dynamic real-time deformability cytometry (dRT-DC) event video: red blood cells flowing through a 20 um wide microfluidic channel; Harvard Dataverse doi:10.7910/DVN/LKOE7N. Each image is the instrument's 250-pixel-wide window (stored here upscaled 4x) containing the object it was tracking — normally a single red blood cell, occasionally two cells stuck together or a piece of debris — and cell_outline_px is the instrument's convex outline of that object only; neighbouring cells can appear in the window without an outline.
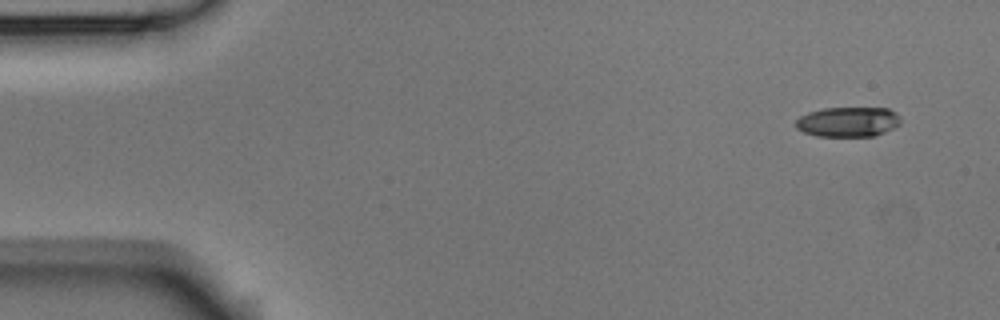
{"species": "Egyptian fruit bat (a non-hibernating species)", "species_latin": "Rousettus aegyptiacus", "temperature_condition": "room temperature", "stored_images_in_passage": 5, "camera_frame_rate_fps": 3000, "um_per_image_px": 0.085, "animal": {"sex": "male"}, "frame": {"image": 1, "passage_image": 1, "time_ms": 0.0, "image_size_px": [1000, 320], "cell_outline_px": [[900, 124], [876, 136], [816, 136], [804, 132], [796, 128], [796, 120], [800, 116], [808, 112], [824, 108], [888, 108], [896, 112], [900, 116]], "centroid_in_image_um": [72.09, 10.35], "position_along_channel_um": 12.9, "area_um2": 18.32}}
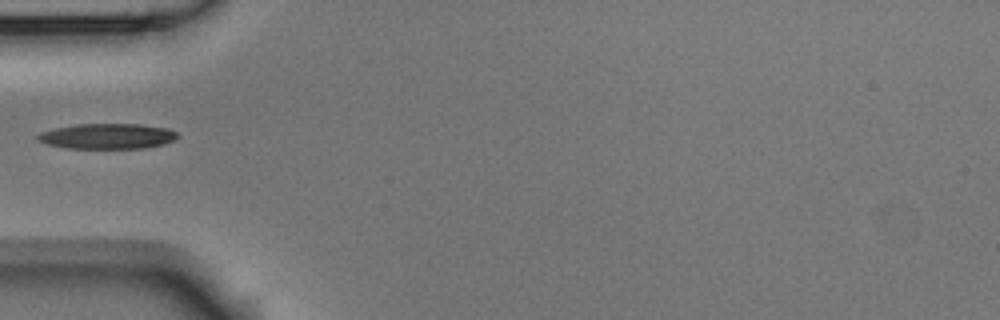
{"frame": {"image": 2, "passage_image": 4, "time_ms": 1.0, "image_size_px": [1000, 320], "cell_outline_px": [[180, 136], [164, 144], [144, 148], [68, 148], [48, 144], [36, 140], [36, 136], [40, 132], [56, 128], [76, 124], [140, 124], [168, 128], [176, 132]], "centroid_in_image_um": [9.13, 11.57], "position_along_channel_um": 75.9, "area_um2": 20.63}}
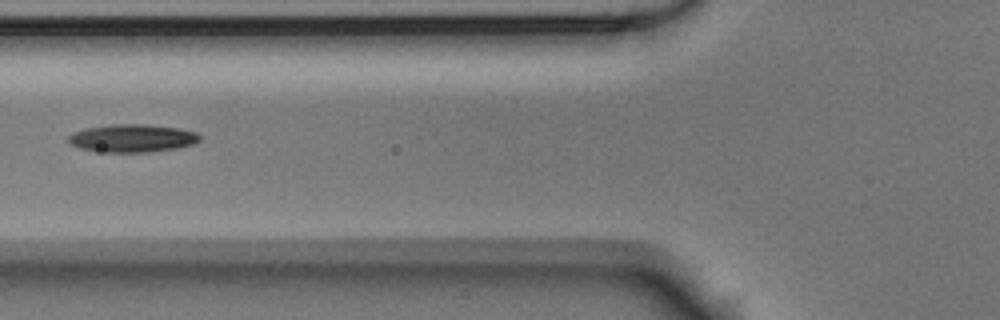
{"frame": {"image": 3, "passage_image": 5, "time_ms": 1.333, "image_size_px": [1000, 320], "cell_outline_px": [[200, 140], [192, 144], [176, 148], [148, 152], [96, 152], [80, 148], [72, 144], [68, 140], [68, 136], [72, 132], [84, 128], [112, 124], [144, 124], [176, 128], [196, 132], [200, 136]], "centroid_in_image_um": [11.19, 11.75], "position_along_channel_um": 114.6, "area_um2": 21.33}}